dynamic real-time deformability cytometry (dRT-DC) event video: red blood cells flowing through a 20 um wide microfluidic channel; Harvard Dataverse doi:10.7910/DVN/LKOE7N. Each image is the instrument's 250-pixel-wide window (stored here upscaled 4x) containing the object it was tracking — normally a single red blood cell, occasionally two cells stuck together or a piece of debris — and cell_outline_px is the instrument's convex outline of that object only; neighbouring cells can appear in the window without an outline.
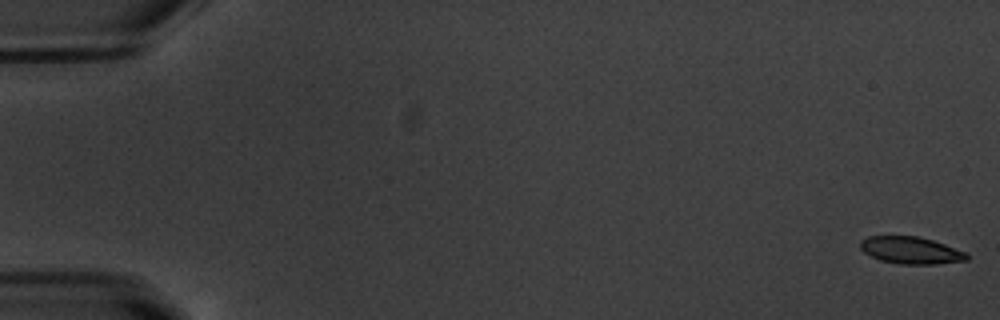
{"species": "common noctule bat (a hibernating species)", "species_latin": "Nyctalus noctula", "temperature_condition": "warm", "stored_images_in_passage": 54, "camera_frame_rate_fps": 3000, "um_per_image_px": 0.085, "animal": {"sex": "male", "body_mass_g": 20.1, "forearm_length_mm": 53.5}, "frame": {"image": 1, "passage_image": 1, "time_ms": 0.0, "image_size_px": [1000, 320], "cell_outline_px": [[968, 260], [936, 264], [900, 264], [880, 260], [864, 252], [860, 248], [860, 240], [868, 236], [920, 236], [968, 252]], "centroid_in_image_um": [77.44, 21.27], "position_along_channel_um": 7.6, "area_um2": 16.88}}
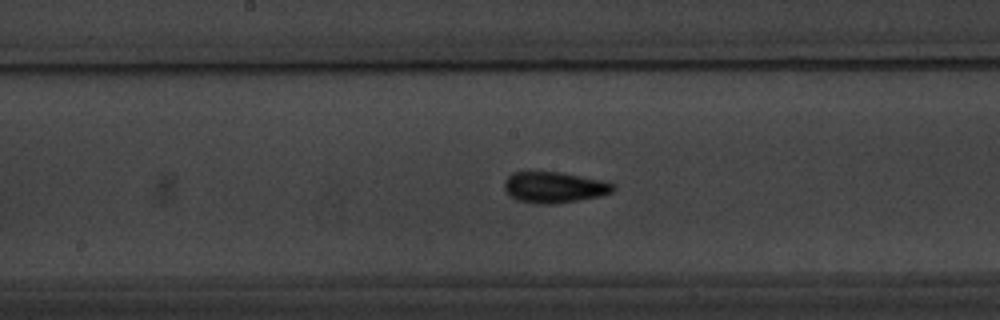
{"frame": {"image": 2, "passage_image": 29, "time_ms": 9.333, "image_size_px": [1000, 320], "cell_outline_px": [[616, 188], [612, 192], [600, 196], [552, 204], [540, 204], [516, 200], [504, 188], [504, 180], [512, 172], [564, 172], [604, 180], [616, 184]], "centroid_in_image_um": [47.15, 15.9], "position_along_channel_um": 201.1, "area_um2": 19.77}}
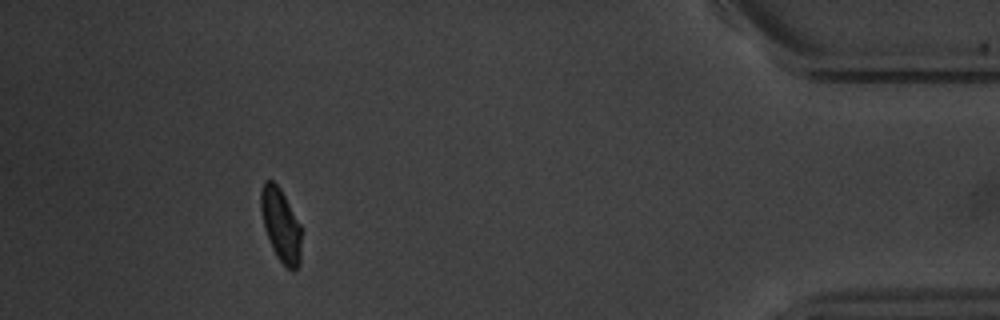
{"frame": {"image": 3, "passage_image": 50, "time_ms": 16.333, "image_size_px": [1000, 320], "cell_outline_px": [[300, 264], [292, 272], [276, 256], [272, 248], [264, 228], [260, 208], [260, 192], [264, 180], [272, 180], [280, 188], [300, 224]], "centroid_in_image_um": [23.84, 19.11], "position_along_channel_um": 411.4, "area_um2": 17.17}, "authors_computed_cell_mechanics": {"area_um2": 18.0336, "velocity_mm_per_s": 3.7603, "shape_relaxation_time_tau1_ms": 3.7939, "shape_relaxation_time_tau2_ms": 1.1139, "deformation_change_tau1": 0.1361, "deformation_change_tau2": 0.0762}}